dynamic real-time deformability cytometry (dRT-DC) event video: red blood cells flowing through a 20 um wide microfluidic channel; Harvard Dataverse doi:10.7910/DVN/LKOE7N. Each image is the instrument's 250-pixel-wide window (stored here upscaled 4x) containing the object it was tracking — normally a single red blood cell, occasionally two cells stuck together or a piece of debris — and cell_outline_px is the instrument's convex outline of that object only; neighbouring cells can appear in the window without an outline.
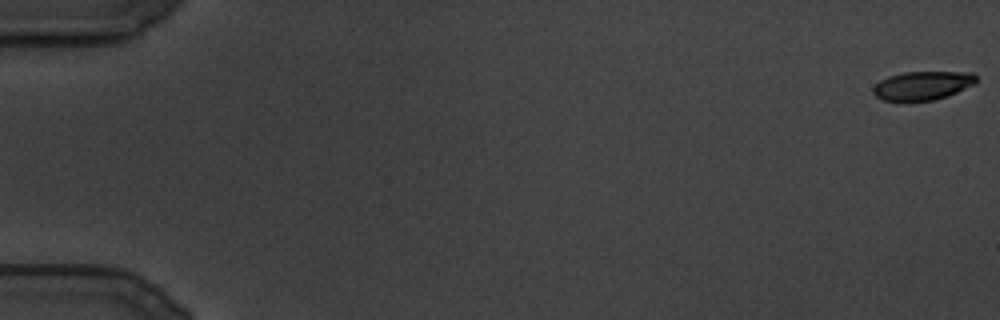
{"species": "common noctule bat (a hibernating species)", "species_latin": "Nyctalus noctula", "temperature_condition": "cold", "stored_images_in_passage": 112, "camera_frame_rate_fps": 3000, "um_per_image_px": 0.085, "animal": {"sex": "male", "body_mass_g": 19.5, "forearm_length_mm": 54.6}, "frame": {"image": 1, "passage_image": 1, "time_ms": 0.0, "image_size_px": [1000, 320], "cell_outline_px": [[976, 84], [948, 96], [932, 100], [884, 100], [876, 96], [872, 92], [872, 88], [880, 80], [888, 76], [904, 72], [972, 72], [976, 76]], "centroid_in_image_um": [78.44, 7.26], "position_along_channel_um": 6.6, "area_um2": 17.17}}
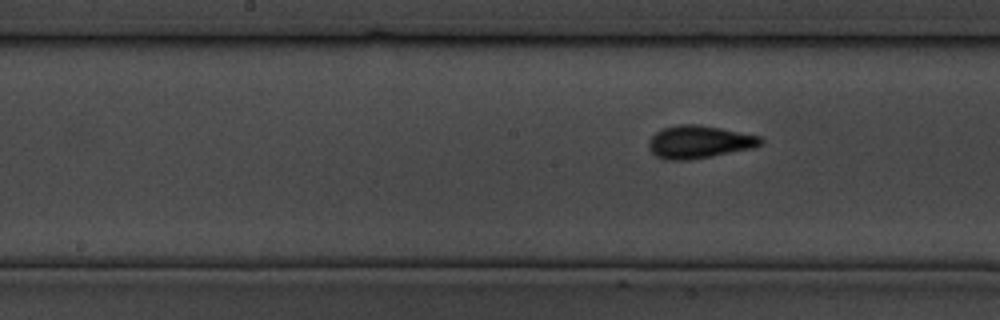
{"frame": {"image": 2, "passage_image": 63, "time_ms": 20.667, "image_size_px": [1000, 320], "cell_outline_px": [[764, 140], [760, 144], [752, 148], [688, 160], [664, 160], [656, 156], [648, 148], [648, 140], [656, 132], [664, 128], [676, 124], [700, 124], [760, 136]], "centroid_in_image_um": [59.38, 12.06], "position_along_channel_um": 188.8, "area_um2": 21.27}}
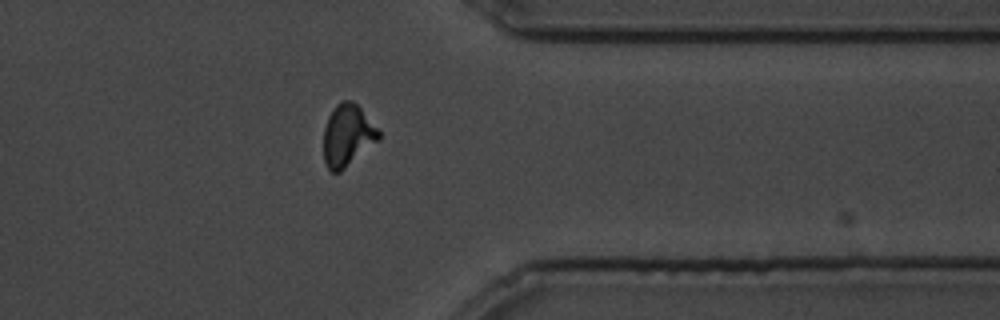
{"frame": {"image": 3, "passage_image": 99, "time_ms": 32.667, "image_size_px": [1000, 320], "cell_outline_px": [[380, 140], [340, 172], [332, 172], [328, 168], [324, 160], [324, 128], [328, 116], [336, 104], [340, 100], [352, 100], [360, 108], [380, 132]], "centroid_in_image_um": [29.53, 11.51], "position_along_channel_um": 381.9, "area_um2": 19.83}}